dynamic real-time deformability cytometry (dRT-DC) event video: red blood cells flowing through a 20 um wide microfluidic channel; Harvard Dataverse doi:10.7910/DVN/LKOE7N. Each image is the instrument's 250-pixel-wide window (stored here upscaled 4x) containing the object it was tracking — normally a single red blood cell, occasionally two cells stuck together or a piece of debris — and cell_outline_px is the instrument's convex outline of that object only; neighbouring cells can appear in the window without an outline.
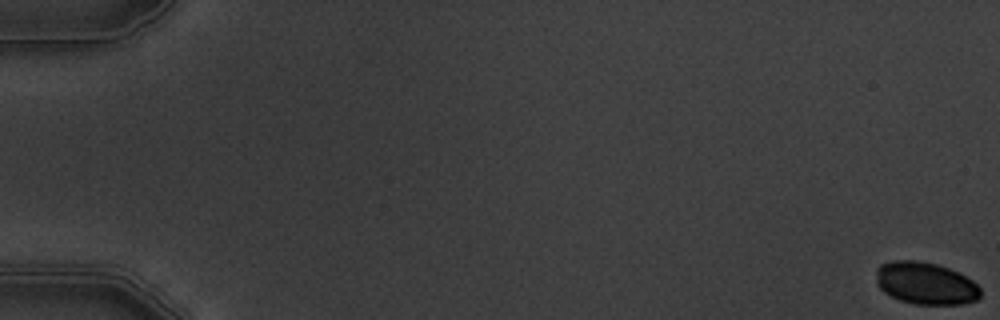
{"species": "common noctule bat (a hibernating species)", "species_latin": "Nyctalus noctula", "temperature_condition": "warm", "stored_images_in_passage": 9, "camera_frame_rate_fps": 3000, "um_per_image_px": 0.085, "animal": {"sex": "male", "body_mass_g": 19.5, "forearm_length_mm": 54.6}, "frame": {"image": 1, "passage_image": 1, "time_ms": 0.0, "image_size_px": [1000, 320], "cell_outline_px": [[980, 296], [976, 300], [964, 304], [916, 304], [900, 300], [884, 292], [876, 284], [876, 268], [880, 264], [892, 260], [916, 260], [936, 264], [948, 268], [972, 280], [980, 288]], "centroid_in_image_um": [78.64, 24.07], "position_along_channel_um": 6.4, "area_um2": 25.66}}
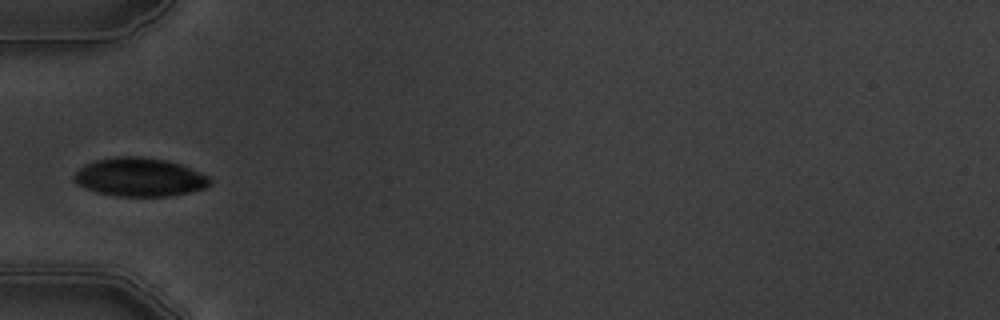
{"frame": {"image": 2, "passage_image": 6, "time_ms": 6.667, "image_size_px": [1000, 320], "cell_outline_px": [[212, 184], [204, 188], [188, 192], [168, 196], [116, 196], [96, 192], [76, 184], [72, 180], [72, 176], [84, 164], [96, 160], [116, 156], [140, 156], [168, 160], [180, 164], [208, 176], [212, 180]], "centroid_in_image_um": [11.84, 15.05], "position_along_channel_um": 73.2, "area_um2": 30.63}}